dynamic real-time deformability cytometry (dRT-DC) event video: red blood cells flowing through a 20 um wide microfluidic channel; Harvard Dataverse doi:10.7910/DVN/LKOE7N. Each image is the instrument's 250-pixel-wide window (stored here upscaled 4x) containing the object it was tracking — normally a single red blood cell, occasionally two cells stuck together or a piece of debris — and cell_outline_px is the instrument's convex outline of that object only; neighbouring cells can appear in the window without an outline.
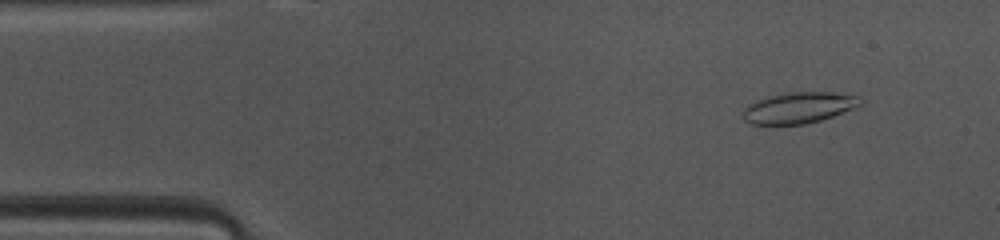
{"species": "common noctule bat (a hibernating species)", "species_latin": "Nyctalus noctula", "temperature_condition": "warm", "stored_images_in_passage": 44, "camera_frame_rate_fps": 3000, "um_per_image_px": 0.085, "animal": {"sex": "female", "body_mass_g": 10.0, "forearm_length_mm": 53.1}, "frame": {"image": 1, "passage_image": 2, "time_ms": 0.333, "image_size_px": [1000, 240], "cell_outline_px": [[864, 104], [832, 116], [820, 120], [804, 124], [752, 124], [744, 120], [740, 112], [748, 104], [772, 96], [788, 92], [832, 92], [860, 96], [864, 100]], "centroid_in_image_um": [67.92, 9.15], "position_along_channel_um": 17.1, "area_um2": 21.21}}
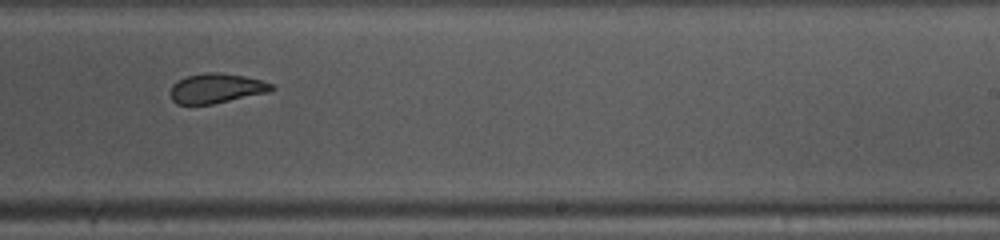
{"frame": {"image": 2, "passage_image": 25, "time_ms": 8.0, "image_size_px": [1000, 240], "cell_outline_px": [[276, 88], [272, 92], [212, 104], [176, 104], [172, 100], [168, 92], [172, 84], [188, 76], [208, 72], [220, 72], [244, 76], [260, 80], [272, 84]], "centroid_in_image_um": [18.4, 7.52], "position_along_channel_um": 270.6, "area_um2": 17.69}}
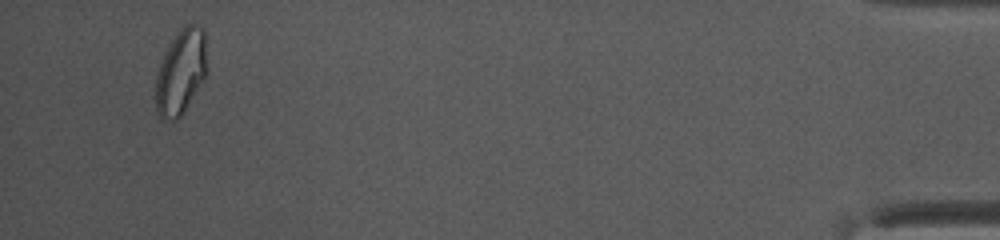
{"frame": {"image": 3, "passage_image": 42, "time_ms": 13.667, "image_size_px": [1000, 240], "cell_outline_px": [[208, 72], [204, 80], [184, 112], [176, 120], [172, 120], [160, 116], [156, 112], [156, 72], [168, 44], [176, 32], [184, 24], [196, 24], [204, 28], [208, 68]], "centroid_in_image_um": [15.4, 6.06], "position_along_channel_um": 419.8, "area_um2": 25.95}, "authors_computed_cell_mechanics": {"area_um2": 19.3341, "velocity_mm_per_s": 4.1186, "shape_relaxation_time_tau1_ms": 4.0855, "shape_relaxation_time_tau2_ms": 1.6281, "deformation_change_tau1": 0.145, "deformation_change_tau2": 0.0811}}